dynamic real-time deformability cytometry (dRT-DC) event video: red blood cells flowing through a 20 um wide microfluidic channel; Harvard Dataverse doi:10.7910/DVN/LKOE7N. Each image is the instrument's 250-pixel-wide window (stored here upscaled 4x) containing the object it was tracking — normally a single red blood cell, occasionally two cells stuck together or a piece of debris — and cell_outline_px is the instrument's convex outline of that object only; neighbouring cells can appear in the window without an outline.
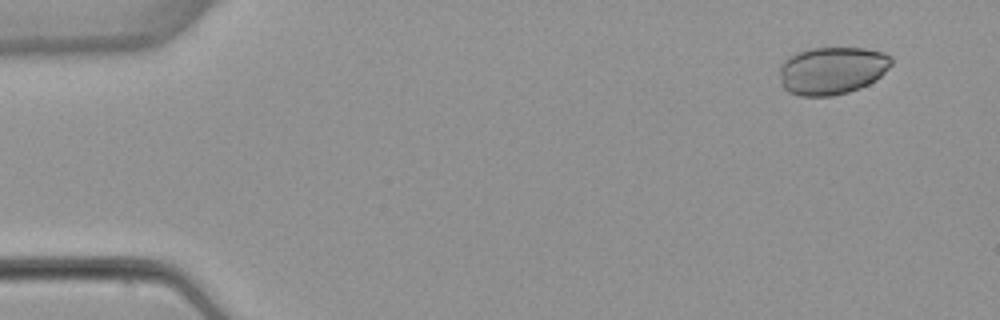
{"species": "common noctule bat (a hibernating species)", "species_latin": "Nyctalus noctula", "temperature_condition": "warm", "stored_images_in_passage": 4, "camera_frame_rate_fps": 3000, "um_per_image_px": 0.085, "animal": {"sex": "female", "body_mass_g": 22.7, "forearm_length_mm": 54.2}, "frame": {"image": 1, "passage_image": 1, "time_ms": 0.0, "image_size_px": [1000, 320], "cell_outline_px": [[892, 64], [876, 80], [860, 88], [848, 92], [832, 96], [800, 96], [788, 92], [780, 84], [780, 64], [788, 56], [812, 48], [864, 48], [884, 52], [892, 56]], "centroid_in_image_um": [70.72, 6.0], "position_along_channel_um": 14.3, "area_um2": 31.27}}
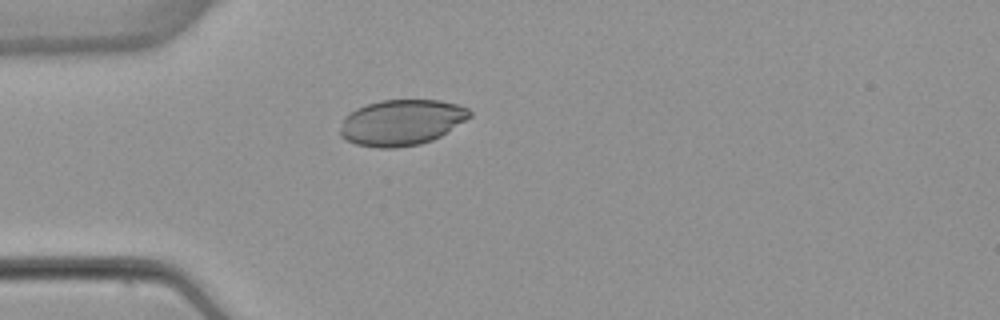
{"frame": {"image": 2, "passage_image": 4, "time_ms": 3.667, "image_size_px": [1000, 320], "cell_outline_px": [[472, 116], [440, 136], [432, 140], [420, 144], [396, 148], [376, 148], [356, 144], [344, 140], [340, 136], [340, 128], [344, 116], [356, 108], [380, 100], [440, 100], [456, 104], [468, 108], [472, 112]], "centroid_in_image_um": [34.1, 10.41], "position_along_channel_um": 50.9, "area_um2": 34.74}}